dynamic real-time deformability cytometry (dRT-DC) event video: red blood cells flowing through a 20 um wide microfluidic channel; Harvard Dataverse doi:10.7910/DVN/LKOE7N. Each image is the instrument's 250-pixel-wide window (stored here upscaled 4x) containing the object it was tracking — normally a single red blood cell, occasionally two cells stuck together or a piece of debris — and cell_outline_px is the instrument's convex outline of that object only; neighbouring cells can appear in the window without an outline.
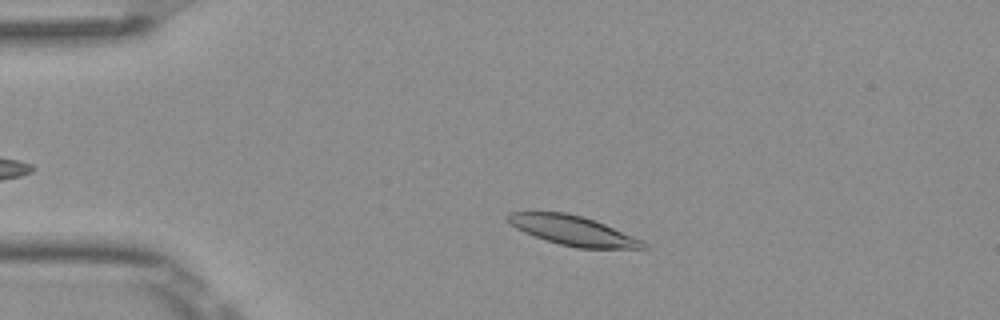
{"species": "Egyptian fruit bat (a non-hibernating species)", "species_latin": "Rousettus aegyptiacus", "temperature_condition": "room temperature", "stored_images_in_passage": 3, "camera_frame_rate_fps": 3000, "um_per_image_px": 0.085, "frame": {"image": 1, "passage_image": 2, "time_ms": 0.333, "image_size_px": [1000, 320], "cell_outline_px": [[648, 248], [576, 248], [560, 244], [524, 232], [516, 228], [504, 216], [508, 212], [568, 212], [604, 224], [644, 240], [648, 244]], "centroid_in_image_um": [48.72, 19.6], "position_along_channel_um": 36.3, "area_um2": 23.06}}